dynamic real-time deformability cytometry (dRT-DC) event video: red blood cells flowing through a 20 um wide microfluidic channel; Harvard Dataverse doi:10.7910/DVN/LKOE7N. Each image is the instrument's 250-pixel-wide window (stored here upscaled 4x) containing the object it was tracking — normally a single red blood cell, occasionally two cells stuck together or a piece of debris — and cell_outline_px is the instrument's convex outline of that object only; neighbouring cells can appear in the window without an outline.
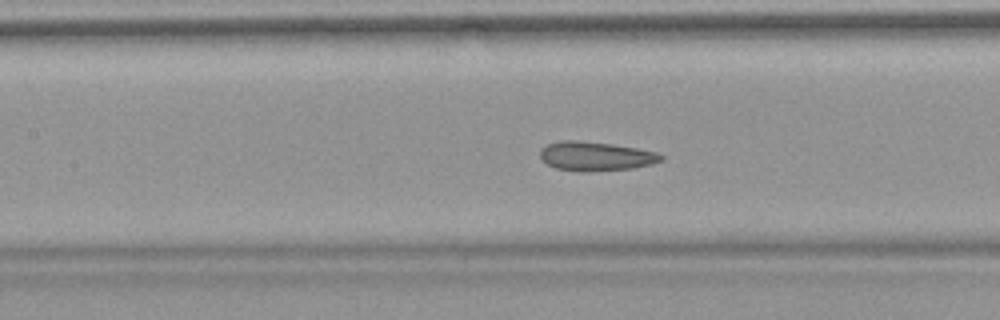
{"species": "common noctule bat (a hibernating species)", "species_latin": "Nyctalus noctula", "temperature_condition": "warm", "stored_images_in_passage": 36, "camera_frame_rate_fps": 3000, "um_per_image_px": 0.085, "animal": {"sex": "female", "body_mass_g": 18.4}, "frame": {"image": 1, "passage_image": 11, "time_ms": 3.333, "image_size_px": [1000, 320], "cell_outline_px": [[664, 160], [652, 164], [632, 168], [584, 172], [556, 168], [548, 164], [540, 156], [540, 148], [548, 144], [560, 140], [576, 140], [612, 144], [636, 148], [656, 152], [664, 156]], "centroid_in_image_um": [50.64, 13.27], "position_along_channel_um": 156.8, "area_um2": 20.46}, "authors_computed_cell_mechanics": {"area_um2": 20.4034, "velocity_mm_per_s": 3.7892, "shape_relaxation_time_tau1_ms": null, "shape_relaxation_time_tau2_ms": 1.7121, "deformation_change_tau1": null, "deformation_change_tau2": 0.0752}}